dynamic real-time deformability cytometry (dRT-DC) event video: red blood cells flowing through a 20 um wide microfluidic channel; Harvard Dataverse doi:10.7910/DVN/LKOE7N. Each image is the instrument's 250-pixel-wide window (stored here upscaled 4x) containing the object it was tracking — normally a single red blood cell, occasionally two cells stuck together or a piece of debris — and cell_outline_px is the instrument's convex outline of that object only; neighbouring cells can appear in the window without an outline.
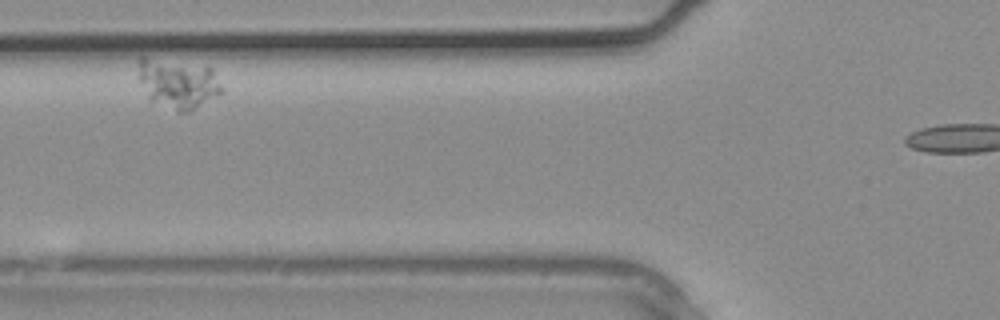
{"species": "common noctule bat (a hibernating species)", "species_latin": "Nyctalus noctula", "temperature_condition": "warm", "stored_images_in_passage": 4, "camera_frame_rate_fps": 3000, "um_per_image_px": 0.085, "animal": {"sex": "male", "body_mass_g": 20.4}, "frame": {"image": 1, "passage_image": 3, "time_ms": 0.667, "image_size_px": [1000, 320], "cell_outline_px": [[224, 92], [188, 112], [176, 112], [152, 100], [148, 96], [140, 80], [140, 56], [144, 56], [212, 68]], "centroid_in_image_um": [15.15, 7.11], "position_along_channel_um": 110.6, "area_um2": 23.52}}